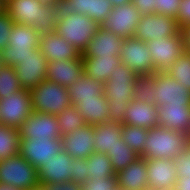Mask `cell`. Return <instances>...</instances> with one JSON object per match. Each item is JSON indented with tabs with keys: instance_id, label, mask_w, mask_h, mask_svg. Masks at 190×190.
Segmentation results:
<instances>
[{
	"instance_id": "obj_1",
	"label": "cell",
	"mask_w": 190,
	"mask_h": 190,
	"mask_svg": "<svg viewBox=\"0 0 190 190\" xmlns=\"http://www.w3.org/2000/svg\"><path fill=\"white\" fill-rule=\"evenodd\" d=\"M138 74L122 63L116 66L104 83V95L109 102V122L123 124L126 109L134 100V83Z\"/></svg>"
},
{
	"instance_id": "obj_2",
	"label": "cell",
	"mask_w": 190,
	"mask_h": 190,
	"mask_svg": "<svg viewBox=\"0 0 190 190\" xmlns=\"http://www.w3.org/2000/svg\"><path fill=\"white\" fill-rule=\"evenodd\" d=\"M6 12L15 24L28 25L41 35L55 30L54 5H44L39 0H6Z\"/></svg>"
},
{
	"instance_id": "obj_3",
	"label": "cell",
	"mask_w": 190,
	"mask_h": 190,
	"mask_svg": "<svg viewBox=\"0 0 190 190\" xmlns=\"http://www.w3.org/2000/svg\"><path fill=\"white\" fill-rule=\"evenodd\" d=\"M188 135L161 126L148 130L142 158L174 159L184 152Z\"/></svg>"
},
{
	"instance_id": "obj_4",
	"label": "cell",
	"mask_w": 190,
	"mask_h": 190,
	"mask_svg": "<svg viewBox=\"0 0 190 190\" xmlns=\"http://www.w3.org/2000/svg\"><path fill=\"white\" fill-rule=\"evenodd\" d=\"M8 45L1 51L4 65L15 67L40 47L41 34L28 25L14 24Z\"/></svg>"
},
{
	"instance_id": "obj_5",
	"label": "cell",
	"mask_w": 190,
	"mask_h": 190,
	"mask_svg": "<svg viewBox=\"0 0 190 190\" xmlns=\"http://www.w3.org/2000/svg\"><path fill=\"white\" fill-rule=\"evenodd\" d=\"M30 94L34 112L57 116L72 105L68 89L52 81L40 82Z\"/></svg>"
},
{
	"instance_id": "obj_6",
	"label": "cell",
	"mask_w": 190,
	"mask_h": 190,
	"mask_svg": "<svg viewBox=\"0 0 190 190\" xmlns=\"http://www.w3.org/2000/svg\"><path fill=\"white\" fill-rule=\"evenodd\" d=\"M99 27L92 18L72 13L57 20L54 31L82 54Z\"/></svg>"
},
{
	"instance_id": "obj_7",
	"label": "cell",
	"mask_w": 190,
	"mask_h": 190,
	"mask_svg": "<svg viewBox=\"0 0 190 190\" xmlns=\"http://www.w3.org/2000/svg\"><path fill=\"white\" fill-rule=\"evenodd\" d=\"M0 184L19 190H32L40 186L38 171L20 154L0 160Z\"/></svg>"
},
{
	"instance_id": "obj_8",
	"label": "cell",
	"mask_w": 190,
	"mask_h": 190,
	"mask_svg": "<svg viewBox=\"0 0 190 190\" xmlns=\"http://www.w3.org/2000/svg\"><path fill=\"white\" fill-rule=\"evenodd\" d=\"M32 111L30 90L22 88L0 100L1 125L19 128Z\"/></svg>"
},
{
	"instance_id": "obj_9",
	"label": "cell",
	"mask_w": 190,
	"mask_h": 190,
	"mask_svg": "<svg viewBox=\"0 0 190 190\" xmlns=\"http://www.w3.org/2000/svg\"><path fill=\"white\" fill-rule=\"evenodd\" d=\"M179 32L180 29L175 18L152 13L140 17L134 37L148 42L156 39L161 40L163 37L175 36Z\"/></svg>"
},
{
	"instance_id": "obj_10",
	"label": "cell",
	"mask_w": 190,
	"mask_h": 190,
	"mask_svg": "<svg viewBox=\"0 0 190 190\" xmlns=\"http://www.w3.org/2000/svg\"><path fill=\"white\" fill-rule=\"evenodd\" d=\"M146 43L154 63V73L166 72L177 58L185 52L181 32L175 36L163 37L161 40L156 39Z\"/></svg>"
},
{
	"instance_id": "obj_11",
	"label": "cell",
	"mask_w": 190,
	"mask_h": 190,
	"mask_svg": "<svg viewBox=\"0 0 190 190\" xmlns=\"http://www.w3.org/2000/svg\"><path fill=\"white\" fill-rule=\"evenodd\" d=\"M119 57L123 65L129 67L138 75L154 73V63L150 56V49L144 41L135 37L125 39Z\"/></svg>"
},
{
	"instance_id": "obj_12",
	"label": "cell",
	"mask_w": 190,
	"mask_h": 190,
	"mask_svg": "<svg viewBox=\"0 0 190 190\" xmlns=\"http://www.w3.org/2000/svg\"><path fill=\"white\" fill-rule=\"evenodd\" d=\"M140 17L141 14L132 3L116 6L107 15L101 27L127 39L134 37Z\"/></svg>"
},
{
	"instance_id": "obj_13",
	"label": "cell",
	"mask_w": 190,
	"mask_h": 190,
	"mask_svg": "<svg viewBox=\"0 0 190 190\" xmlns=\"http://www.w3.org/2000/svg\"><path fill=\"white\" fill-rule=\"evenodd\" d=\"M48 60L42 54L40 48L35 49L15 67L18 81L23 89L32 90L40 82L46 80Z\"/></svg>"
},
{
	"instance_id": "obj_14",
	"label": "cell",
	"mask_w": 190,
	"mask_h": 190,
	"mask_svg": "<svg viewBox=\"0 0 190 190\" xmlns=\"http://www.w3.org/2000/svg\"><path fill=\"white\" fill-rule=\"evenodd\" d=\"M155 97L154 105L160 107L167 104H183L190 106V91L177 83L166 72L154 73Z\"/></svg>"
},
{
	"instance_id": "obj_15",
	"label": "cell",
	"mask_w": 190,
	"mask_h": 190,
	"mask_svg": "<svg viewBox=\"0 0 190 190\" xmlns=\"http://www.w3.org/2000/svg\"><path fill=\"white\" fill-rule=\"evenodd\" d=\"M62 149L61 139L20 138L19 154L38 169Z\"/></svg>"
},
{
	"instance_id": "obj_16",
	"label": "cell",
	"mask_w": 190,
	"mask_h": 190,
	"mask_svg": "<svg viewBox=\"0 0 190 190\" xmlns=\"http://www.w3.org/2000/svg\"><path fill=\"white\" fill-rule=\"evenodd\" d=\"M18 129L20 138L61 139L56 115L32 111Z\"/></svg>"
},
{
	"instance_id": "obj_17",
	"label": "cell",
	"mask_w": 190,
	"mask_h": 190,
	"mask_svg": "<svg viewBox=\"0 0 190 190\" xmlns=\"http://www.w3.org/2000/svg\"><path fill=\"white\" fill-rule=\"evenodd\" d=\"M62 149L72 159H87L94 150L95 133L93 125L85 124L61 137Z\"/></svg>"
},
{
	"instance_id": "obj_18",
	"label": "cell",
	"mask_w": 190,
	"mask_h": 190,
	"mask_svg": "<svg viewBox=\"0 0 190 190\" xmlns=\"http://www.w3.org/2000/svg\"><path fill=\"white\" fill-rule=\"evenodd\" d=\"M72 158L63 149L38 169L39 184L65 183L72 177Z\"/></svg>"
},
{
	"instance_id": "obj_19",
	"label": "cell",
	"mask_w": 190,
	"mask_h": 190,
	"mask_svg": "<svg viewBox=\"0 0 190 190\" xmlns=\"http://www.w3.org/2000/svg\"><path fill=\"white\" fill-rule=\"evenodd\" d=\"M84 74L82 56L77 59L58 60L48 62L46 80L69 88Z\"/></svg>"
},
{
	"instance_id": "obj_20",
	"label": "cell",
	"mask_w": 190,
	"mask_h": 190,
	"mask_svg": "<svg viewBox=\"0 0 190 190\" xmlns=\"http://www.w3.org/2000/svg\"><path fill=\"white\" fill-rule=\"evenodd\" d=\"M124 40V38L100 26L81 56H119Z\"/></svg>"
},
{
	"instance_id": "obj_21",
	"label": "cell",
	"mask_w": 190,
	"mask_h": 190,
	"mask_svg": "<svg viewBox=\"0 0 190 190\" xmlns=\"http://www.w3.org/2000/svg\"><path fill=\"white\" fill-rule=\"evenodd\" d=\"M148 189L174 188L177 174L174 159L147 160Z\"/></svg>"
},
{
	"instance_id": "obj_22",
	"label": "cell",
	"mask_w": 190,
	"mask_h": 190,
	"mask_svg": "<svg viewBox=\"0 0 190 190\" xmlns=\"http://www.w3.org/2000/svg\"><path fill=\"white\" fill-rule=\"evenodd\" d=\"M39 48L48 62L77 59L81 55L76 48L55 31L41 35Z\"/></svg>"
},
{
	"instance_id": "obj_23",
	"label": "cell",
	"mask_w": 190,
	"mask_h": 190,
	"mask_svg": "<svg viewBox=\"0 0 190 190\" xmlns=\"http://www.w3.org/2000/svg\"><path fill=\"white\" fill-rule=\"evenodd\" d=\"M158 124L173 131L188 134L190 128V106L170 103L158 107Z\"/></svg>"
},
{
	"instance_id": "obj_24",
	"label": "cell",
	"mask_w": 190,
	"mask_h": 190,
	"mask_svg": "<svg viewBox=\"0 0 190 190\" xmlns=\"http://www.w3.org/2000/svg\"><path fill=\"white\" fill-rule=\"evenodd\" d=\"M122 125L142 127L150 130L158 124V107L154 104L131 100L126 109Z\"/></svg>"
},
{
	"instance_id": "obj_25",
	"label": "cell",
	"mask_w": 190,
	"mask_h": 190,
	"mask_svg": "<svg viewBox=\"0 0 190 190\" xmlns=\"http://www.w3.org/2000/svg\"><path fill=\"white\" fill-rule=\"evenodd\" d=\"M118 187L125 190H148L147 160L139 157L116 173Z\"/></svg>"
},
{
	"instance_id": "obj_26",
	"label": "cell",
	"mask_w": 190,
	"mask_h": 190,
	"mask_svg": "<svg viewBox=\"0 0 190 190\" xmlns=\"http://www.w3.org/2000/svg\"><path fill=\"white\" fill-rule=\"evenodd\" d=\"M80 112L86 124L96 125L109 122V102L104 94L97 99L81 100L80 103H72Z\"/></svg>"
},
{
	"instance_id": "obj_27",
	"label": "cell",
	"mask_w": 190,
	"mask_h": 190,
	"mask_svg": "<svg viewBox=\"0 0 190 190\" xmlns=\"http://www.w3.org/2000/svg\"><path fill=\"white\" fill-rule=\"evenodd\" d=\"M84 74L99 82H107L113 69L121 64L119 56L82 57Z\"/></svg>"
},
{
	"instance_id": "obj_28",
	"label": "cell",
	"mask_w": 190,
	"mask_h": 190,
	"mask_svg": "<svg viewBox=\"0 0 190 190\" xmlns=\"http://www.w3.org/2000/svg\"><path fill=\"white\" fill-rule=\"evenodd\" d=\"M122 124L105 122L93 125L95 133L94 150L106 154L122 139Z\"/></svg>"
},
{
	"instance_id": "obj_29",
	"label": "cell",
	"mask_w": 190,
	"mask_h": 190,
	"mask_svg": "<svg viewBox=\"0 0 190 190\" xmlns=\"http://www.w3.org/2000/svg\"><path fill=\"white\" fill-rule=\"evenodd\" d=\"M68 91L71 102L80 103L81 100L97 99L99 95L104 94V83L83 74Z\"/></svg>"
},
{
	"instance_id": "obj_30",
	"label": "cell",
	"mask_w": 190,
	"mask_h": 190,
	"mask_svg": "<svg viewBox=\"0 0 190 190\" xmlns=\"http://www.w3.org/2000/svg\"><path fill=\"white\" fill-rule=\"evenodd\" d=\"M87 180L94 177L107 178L116 175L107 154L94 151L87 158Z\"/></svg>"
},
{
	"instance_id": "obj_31",
	"label": "cell",
	"mask_w": 190,
	"mask_h": 190,
	"mask_svg": "<svg viewBox=\"0 0 190 190\" xmlns=\"http://www.w3.org/2000/svg\"><path fill=\"white\" fill-rule=\"evenodd\" d=\"M19 129L0 125V160L19 155Z\"/></svg>"
},
{
	"instance_id": "obj_32",
	"label": "cell",
	"mask_w": 190,
	"mask_h": 190,
	"mask_svg": "<svg viewBox=\"0 0 190 190\" xmlns=\"http://www.w3.org/2000/svg\"><path fill=\"white\" fill-rule=\"evenodd\" d=\"M106 154L109 156L113 170L116 173L139 158V155L127 146L123 139Z\"/></svg>"
},
{
	"instance_id": "obj_33",
	"label": "cell",
	"mask_w": 190,
	"mask_h": 190,
	"mask_svg": "<svg viewBox=\"0 0 190 190\" xmlns=\"http://www.w3.org/2000/svg\"><path fill=\"white\" fill-rule=\"evenodd\" d=\"M57 122L61 137L86 124L79 110L74 105H70L60 112L57 115Z\"/></svg>"
},
{
	"instance_id": "obj_34",
	"label": "cell",
	"mask_w": 190,
	"mask_h": 190,
	"mask_svg": "<svg viewBox=\"0 0 190 190\" xmlns=\"http://www.w3.org/2000/svg\"><path fill=\"white\" fill-rule=\"evenodd\" d=\"M121 131L124 143L135 151L139 157H141L143 155V147L146 142L148 129L137 126L122 125Z\"/></svg>"
},
{
	"instance_id": "obj_35",
	"label": "cell",
	"mask_w": 190,
	"mask_h": 190,
	"mask_svg": "<svg viewBox=\"0 0 190 190\" xmlns=\"http://www.w3.org/2000/svg\"><path fill=\"white\" fill-rule=\"evenodd\" d=\"M166 74L190 91V53L183 52L166 70Z\"/></svg>"
},
{
	"instance_id": "obj_36",
	"label": "cell",
	"mask_w": 190,
	"mask_h": 190,
	"mask_svg": "<svg viewBox=\"0 0 190 190\" xmlns=\"http://www.w3.org/2000/svg\"><path fill=\"white\" fill-rule=\"evenodd\" d=\"M155 90L154 73L139 75L134 83V100L154 104Z\"/></svg>"
},
{
	"instance_id": "obj_37",
	"label": "cell",
	"mask_w": 190,
	"mask_h": 190,
	"mask_svg": "<svg viewBox=\"0 0 190 190\" xmlns=\"http://www.w3.org/2000/svg\"><path fill=\"white\" fill-rule=\"evenodd\" d=\"M14 67L3 65L0 67V100L21 90Z\"/></svg>"
},
{
	"instance_id": "obj_38",
	"label": "cell",
	"mask_w": 190,
	"mask_h": 190,
	"mask_svg": "<svg viewBox=\"0 0 190 190\" xmlns=\"http://www.w3.org/2000/svg\"><path fill=\"white\" fill-rule=\"evenodd\" d=\"M89 0H59L54 6L56 8L57 20L63 19L72 13L88 15Z\"/></svg>"
},
{
	"instance_id": "obj_39",
	"label": "cell",
	"mask_w": 190,
	"mask_h": 190,
	"mask_svg": "<svg viewBox=\"0 0 190 190\" xmlns=\"http://www.w3.org/2000/svg\"><path fill=\"white\" fill-rule=\"evenodd\" d=\"M112 9L113 5L109 0H89L87 16L101 26Z\"/></svg>"
},
{
	"instance_id": "obj_40",
	"label": "cell",
	"mask_w": 190,
	"mask_h": 190,
	"mask_svg": "<svg viewBox=\"0 0 190 190\" xmlns=\"http://www.w3.org/2000/svg\"><path fill=\"white\" fill-rule=\"evenodd\" d=\"M118 188L116 175L100 179L97 176L81 184V190H117Z\"/></svg>"
},
{
	"instance_id": "obj_41",
	"label": "cell",
	"mask_w": 190,
	"mask_h": 190,
	"mask_svg": "<svg viewBox=\"0 0 190 190\" xmlns=\"http://www.w3.org/2000/svg\"><path fill=\"white\" fill-rule=\"evenodd\" d=\"M14 24L15 22L6 11L0 13V51L8 45L9 35Z\"/></svg>"
},
{
	"instance_id": "obj_42",
	"label": "cell",
	"mask_w": 190,
	"mask_h": 190,
	"mask_svg": "<svg viewBox=\"0 0 190 190\" xmlns=\"http://www.w3.org/2000/svg\"><path fill=\"white\" fill-rule=\"evenodd\" d=\"M181 0H155V13L176 18Z\"/></svg>"
},
{
	"instance_id": "obj_43",
	"label": "cell",
	"mask_w": 190,
	"mask_h": 190,
	"mask_svg": "<svg viewBox=\"0 0 190 190\" xmlns=\"http://www.w3.org/2000/svg\"><path fill=\"white\" fill-rule=\"evenodd\" d=\"M174 161L177 179H190V157L182 152Z\"/></svg>"
},
{
	"instance_id": "obj_44",
	"label": "cell",
	"mask_w": 190,
	"mask_h": 190,
	"mask_svg": "<svg viewBox=\"0 0 190 190\" xmlns=\"http://www.w3.org/2000/svg\"><path fill=\"white\" fill-rule=\"evenodd\" d=\"M72 177L70 181L78 182L80 184L87 180V159H73L72 160Z\"/></svg>"
},
{
	"instance_id": "obj_45",
	"label": "cell",
	"mask_w": 190,
	"mask_h": 190,
	"mask_svg": "<svg viewBox=\"0 0 190 190\" xmlns=\"http://www.w3.org/2000/svg\"><path fill=\"white\" fill-rule=\"evenodd\" d=\"M175 20L180 30L190 25V0H181Z\"/></svg>"
},
{
	"instance_id": "obj_46",
	"label": "cell",
	"mask_w": 190,
	"mask_h": 190,
	"mask_svg": "<svg viewBox=\"0 0 190 190\" xmlns=\"http://www.w3.org/2000/svg\"><path fill=\"white\" fill-rule=\"evenodd\" d=\"M141 16L155 13V0H131Z\"/></svg>"
},
{
	"instance_id": "obj_47",
	"label": "cell",
	"mask_w": 190,
	"mask_h": 190,
	"mask_svg": "<svg viewBox=\"0 0 190 190\" xmlns=\"http://www.w3.org/2000/svg\"><path fill=\"white\" fill-rule=\"evenodd\" d=\"M43 190H81V184L74 181L65 183L40 184Z\"/></svg>"
},
{
	"instance_id": "obj_48",
	"label": "cell",
	"mask_w": 190,
	"mask_h": 190,
	"mask_svg": "<svg viewBox=\"0 0 190 190\" xmlns=\"http://www.w3.org/2000/svg\"><path fill=\"white\" fill-rule=\"evenodd\" d=\"M183 39L184 50L190 53V25L180 30Z\"/></svg>"
},
{
	"instance_id": "obj_49",
	"label": "cell",
	"mask_w": 190,
	"mask_h": 190,
	"mask_svg": "<svg viewBox=\"0 0 190 190\" xmlns=\"http://www.w3.org/2000/svg\"><path fill=\"white\" fill-rule=\"evenodd\" d=\"M174 190H190V179H177Z\"/></svg>"
},
{
	"instance_id": "obj_50",
	"label": "cell",
	"mask_w": 190,
	"mask_h": 190,
	"mask_svg": "<svg viewBox=\"0 0 190 190\" xmlns=\"http://www.w3.org/2000/svg\"><path fill=\"white\" fill-rule=\"evenodd\" d=\"M113 7L131 3V0H109Z\"/></svg>"
},
{
	"instance_id": "obj_51",
	"label": "cell",
	"mask_w": 190,
	"mask_h": 190,
	"mask_svg": "<svg viewBox=\"0 0 190 190\" xmlns=\"http://www.w3.org/2000/svg\"><path fill=\"white\" fill-rule=\"evenodd\" d=\"M184 153L190 157V135H188V137H187V143L184 148Z\"/></svg>"
},
{
	"instance_id": "obj_52",
	"label": "cell",
	"mask_w": 190,
	"mask_h": 190,
	"mask_svg": "<svg viewBox=\"0 0 190 190\" xmlns=\"http://www.w3.org/2000/svg\"><path fill=\"white\" fill-rule=\"evenodd\" d=\"M44 5H55L59 0H39Z\"/></svg>"
},
{
	"instance_id": "obj_53",
	"label": "cell",
	"mask_w": 190,
	"mask_h": 190,
	"mask_svg": "<svg viewBox=\"0 0 190 190\" xmlns=\"http://www.w3.org/2000/svg\"><path fill=\"white\" fill-rule=\"evenodd\" d=\"M0 190H19V189H16V188L9 186V185L0 184Z\"/></svg>"
},
{
	"instance_id": "obj_54",
	"label": "cell",
	"mask_w": 190,
	"mask_h": 190,
	"mask_svg": "<svg viewBox=\"0 0 190 190\" xmlns=\"http://www.w3.org/2000/svg\"><path fill=\"white\" fill-rule=\"evenodd\" d=\"M6 11V0H0V13Z\"/></svg>"
},
{
	"instance_id": "obj_55",
	"label": "cell",
	"mask_w": 190,
	"mask_h": 190,
	"mask_svg": "<svg viewBox=\"0 0 190 190\" xmlns=\"http://www.w3.org/2000/svg\"><path fill=\"white\" fill-rule=\"evenodd\" d=\"M3 61H2V54H1V51H0V67L3 66Z\"/></svg>"
},
{
	"instance_id": "obj_56",
	"label": "cell",
	"mask_w": 190,
	"mask_h": 190,
	"mask_svg": "<svg viewBox=\"0 0 190 190\" xmlns=\"http://www.w3.org/2000/svg\"><path fill=\"white\" fill-rule=\"evenodd\" d=\"M148 190H174V188H171V189H153V188H151V189H148Z\"/></svg>"
},
{
	"instance_id": "obj_57",
	"label": "cell",
	"mask_w": 190,
	"mask_h": 190,
	"mask_svg": "<svg viewBox=\"0 0 190 190\" xmlns=\"http://www.w3.org/2000/svg\"><path fill=\"white\" fill-rule=\"evenodd\" d=\"M32 190H43L40 186Z\"/></svg>"
}]
</instances>
